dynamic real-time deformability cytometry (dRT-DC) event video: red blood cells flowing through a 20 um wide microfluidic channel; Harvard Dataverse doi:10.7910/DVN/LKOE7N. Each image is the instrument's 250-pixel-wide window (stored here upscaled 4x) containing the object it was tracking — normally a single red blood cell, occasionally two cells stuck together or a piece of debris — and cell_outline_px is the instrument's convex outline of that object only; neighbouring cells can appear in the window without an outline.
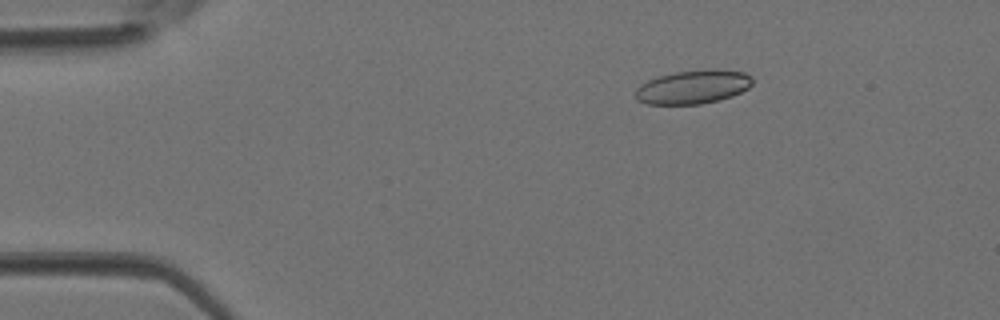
{"species": "Egyptian fruit bat (a non-hibernating species)", "species_latin": "Rousettus aegyptiacus", "temperature_condition": "room temperature", "stored_images_in_passage": 3, "camera_frame_rate_fps": 3000, "um_per_image_px": 0.085, "animal": {"sex": "female"}, "frame": {"image": 1, "passage_image": 3, "time_ms": 0.667, "image_size_px": [1000, 320], "cell_outline_px": [[752, 84], [748, 88], [732, 96], [700, 104], [648, 104], [636, 100], [636, 88], [640, 84], [648, 80], [660, 76], [676, 72], [712, 68], [716, 68], [744, 72], [752, 76]], "centroid_in_image_um": [58.92, 7.37], "position_along_channel_um": 26.1, "area_um2": 23.0}}